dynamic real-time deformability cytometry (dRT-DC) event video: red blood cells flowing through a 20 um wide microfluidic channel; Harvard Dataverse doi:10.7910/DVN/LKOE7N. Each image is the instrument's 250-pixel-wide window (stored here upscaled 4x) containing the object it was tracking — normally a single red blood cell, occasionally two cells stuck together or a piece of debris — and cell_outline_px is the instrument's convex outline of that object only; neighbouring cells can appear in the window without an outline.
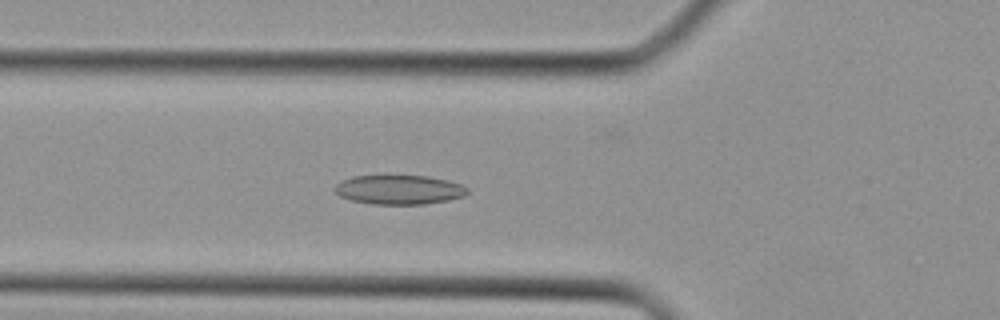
{"species": "Egyptian fruit bat (a non-hibernating species)", "species_latin": "Rousettus aegyptiacus", "temperature_condition": "cold", "stored_images_in_passage": 32, "camera_frame_rate_fps": 3000, "um_per_image_px": 0.085, "animal": {"sex": "female"}, "frame": {"image": 1, "passage_image": 10, "time_ms": 3.0, "image_size_px": [1000, 320], "cell_outline_px": [[468, 192], [464, 196], [448, 200], [424, 204], [372, 204], [352, 200], [340, 196], [336, 192], [336, 184], [340, 180], [352, 176], [428, 176], [448, 180], [460, 184], [468, 188]], "centroid_in_image_um": [33.93, 16.12], "position_along_channel_um": 91.9, "area_um2": 22.54}}
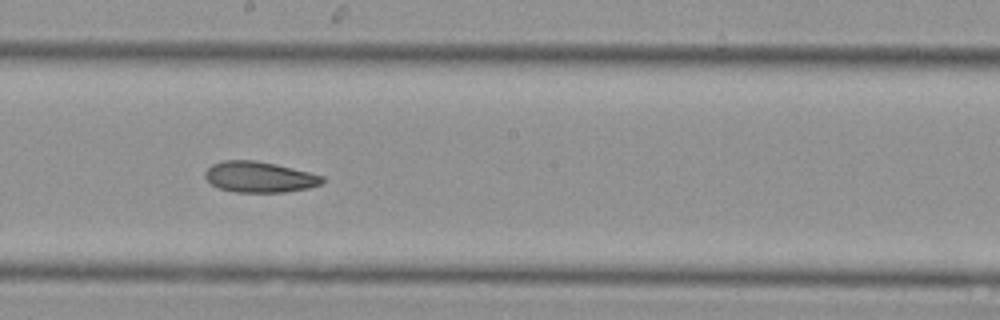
{"frame": {"image": 2, "passage_image": 18, "time_ms": 5.667, "image_size_px": [1000, 320], "cell_outline_px": [[324, 180], [320, 184], [308, 188], [284, 192], [236, 192], [220, 188], [212, 184], [204, 176], [204, 172], [212, 164], [224, 160], [256, 160], [276, 164], [324, 176]], "centroid_in_image_um": [22.04, 15.04], "position_along_channel_um": 226.2, "area_um2": 20.92}}
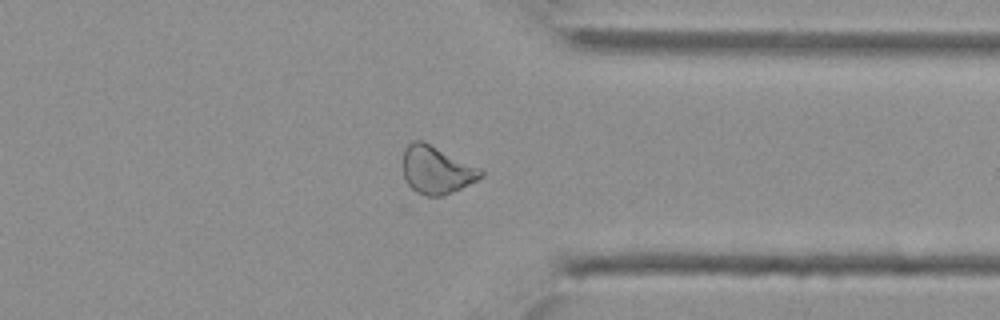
{"frame": {"image": 3, "passage_image": 27, "time_ms": 8.667, "image_size_px": [1000, 320], "cell_outline_px": [[484, 176], [444, 196], [412, 196], [404, 176], [404, 148], [412, 140], [424, 140], [484, 168]], "centroid_in_image_um": [37.11, 14.45], "position_along_channel_um": 374.3, "area_um2": 22.6}}